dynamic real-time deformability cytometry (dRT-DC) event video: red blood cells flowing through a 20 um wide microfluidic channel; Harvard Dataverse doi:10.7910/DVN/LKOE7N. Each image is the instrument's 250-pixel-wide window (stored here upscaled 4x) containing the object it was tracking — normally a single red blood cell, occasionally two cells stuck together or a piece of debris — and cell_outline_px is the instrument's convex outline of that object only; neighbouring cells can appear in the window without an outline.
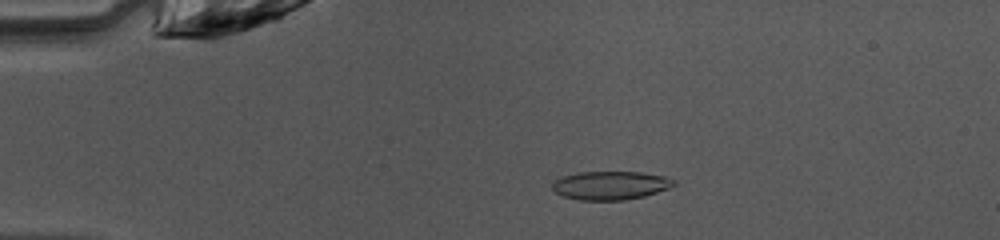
{"species": "common noctule bat (a hibernating species)", "species_latin": "Nyctalus noctula", "temperature_condition": "warm", "stored_images_in_passage": 49, "camera_frame_rate_fps": 3000, "um_per_image_px": 0.085, "animal": {"sex": "female", "body_mass_g": 10.0, "forearm_length_mm": 53.1}, "frame": {"image": 1, "passage_image": 10, "time_ms": 3.0, "image_size_px": [1000, 240], "cell_outline_px": [[676, 184], [668, 188], [644, 196], [624, 200], [580, 200], [564, 196], [556, 192], [552, 188], [552, 184], [556, 180], [564, 176], [580, 172], [640, 172], [668, 176], [676, 180]], "centroid_in_image_um": [51.94, 15.75], "position_along_channel_um": 33.1, "area_um2": 20.11}}
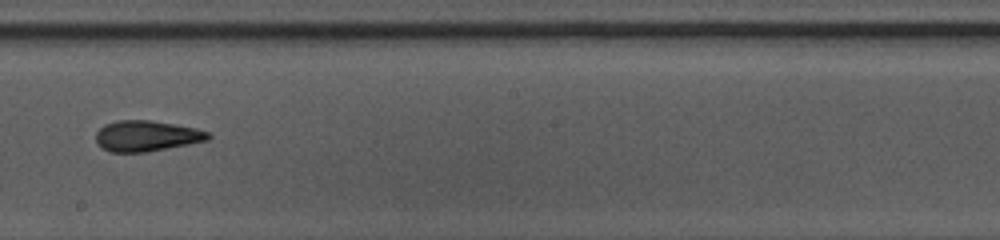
{"frame": {"image": 2, "passage_image": 28, "time_ms": 9.0, "image_size_px": [1000, 240], "cell_outline_px": [[212, 136], [208, 140], [148, 152], [108, 152], [96, 140], [96, 132], [104, 124], [116, 120], [148, 120], [176, 124], [196, 128], [208, 132]], "centroid_in_image_um": [12.46, 11.55], "position_along_channel_um": 235.7, "area_um2": 20.11}}
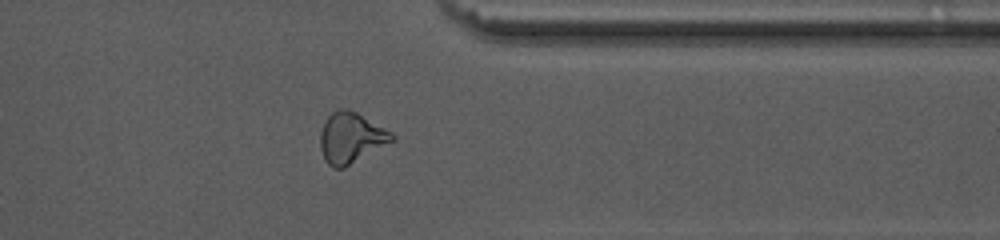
{"frame": {"image": 3, "passage_image": 39, "time_ms": 12.667, "image_size_px": [1000, 240], "cell_outline_px": [[396, 140], [344, 168], [336, 168], [328, 164], [324, 160], [320, 148], [320, 132], [328, 116], [336, 108], [348, 108], [356, 112], [392, 132], [396, 136]], "centroid_in_image_um": [29.84, 11.71], "position_along_channel_um": 381.6, "area_um2": 21.33}, "authors_computed_cell_mechanics": {"area_um2": 20.4034, "velocity_mm_per_s": 4.098, "shape_relaxation_time_tau1_ms": 9.7083, "shape_relaxation_time_tau2_ms": 2.1229, "deformation_change_tau1": 0.2146, "deformation_change_tau2": 0.0959}}